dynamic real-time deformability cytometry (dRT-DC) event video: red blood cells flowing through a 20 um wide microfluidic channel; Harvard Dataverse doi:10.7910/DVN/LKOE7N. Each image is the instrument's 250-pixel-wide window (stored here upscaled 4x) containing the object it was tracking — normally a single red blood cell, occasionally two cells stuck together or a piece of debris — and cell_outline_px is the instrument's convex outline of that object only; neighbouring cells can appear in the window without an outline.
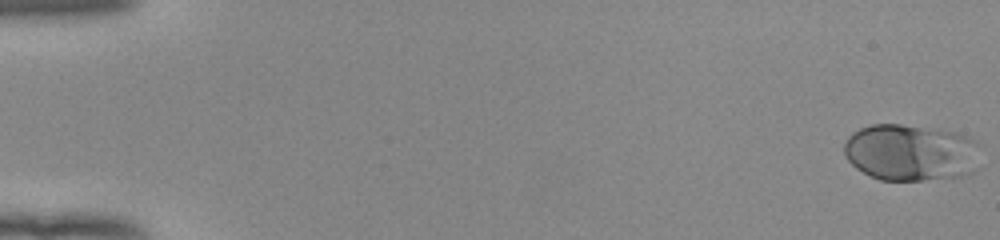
{"species": "human", "species_latin": "Homo sapiens", "temperature_condition": "room temperature", "stored_images_in_passage": 53, "camera_frame_rate_fps": 3000, "um_per_image_px": 0.085, "donor": {"sex": "female"}, "frame": {"image": 1, "passage_image": 1, "time_ms": 0.0, "image_size_px": [1000, 240], "cell_outline_px": [[980, 144], [972, 172], [960, 176], [924, 180], [880, 180], [856, 168], [844, 156], [844, 144], [848, 136], [852, 132], [860, 128], [872, 124], [900, 124], [940, 128], [956, 132], [968, 136], [976, 140]], "centroid_in_image_um": [77.4, 12.93], "position_along_channel_um": 7.6, "area_um2": 45.37}}
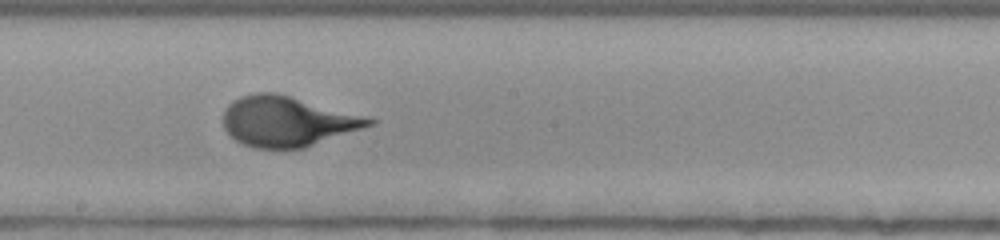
{"frame": {"image": 2, "passage_image": 31, "time_ms": 10.0, "image_size_px": [1000, 240], "cell_outline_px": [[376, 124], [304, 148], [256, 148], [244, 144], [236, 140], [224, 128], [224, 112], [228, 104], [232, 100], [240, 96], [256, 92], [276, 92], [364, 116], [376, 120]], "centroid_in_image_um": [24.41, 10.31], "position_along_channel_um": 223.8, "area_um2": 42.31}}
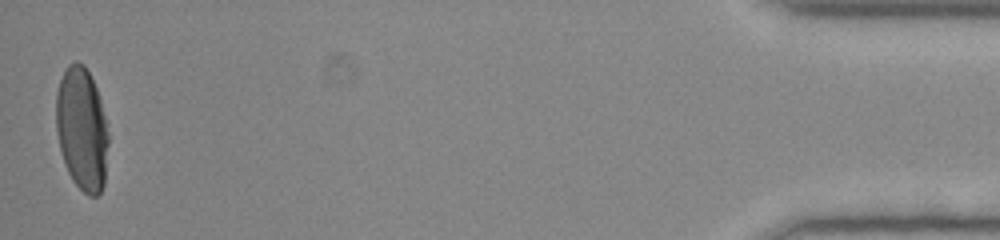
{"frame": {"image": 3, "passage_image": 53, "time_ms": 17.333, "image_size_px": [1000, 240], "cell_outline_px": [[108, 144], [104, 184], [100, 192], [96, 196], [88, 196], [72, 180], [68, 172], [60, 148], [56, 128], [56, 92], [60, 80], [68, 64], [76, 60], [84, 64], [100, 96], [108, 132]], "centroid_in_image_um": [6.96, 10.95], "position_along_channel_um": 428.2, "area_um2": 37.51}}